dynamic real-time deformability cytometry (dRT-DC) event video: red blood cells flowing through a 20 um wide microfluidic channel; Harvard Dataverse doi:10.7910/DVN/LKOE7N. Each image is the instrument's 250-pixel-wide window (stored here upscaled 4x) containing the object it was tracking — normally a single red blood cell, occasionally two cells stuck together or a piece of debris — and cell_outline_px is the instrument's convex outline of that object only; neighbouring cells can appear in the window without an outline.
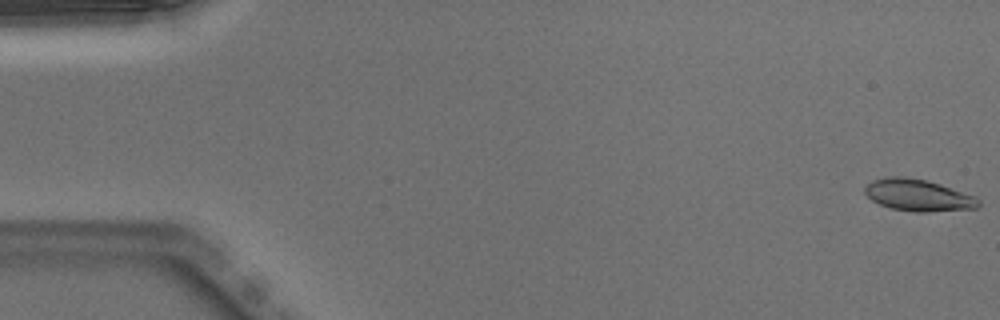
{"species": "Egyptian fruit bat (a non-hibernating species)", "species_latin": "Rousettus aegyptiacus", "temperature_condition": "warm", "stored_images_in_passage": 51, "camera_frame_rate_fps": 3000, "um_per_image_px": 0.085, "animal": {"sex": "male"}, "frame": {"image": 1, "passage_image": 1, "time_ms": 0.0, "image_size_px": [1000, 320], "cell_outline_px": [[980, 204], [976, 208], [924, 212], [916, 212], [892, 208], [880, 204], [872, 200], [864, 192], [864, 188], [872, 180], [892, 176], [896, 176], [924, 180], [940, 184], [976, 196], [980, 200]], "centroid_in_image_um": [78.06, 16.6], "position_along_channel_um": 6.9, "area_um2": 20.75}}
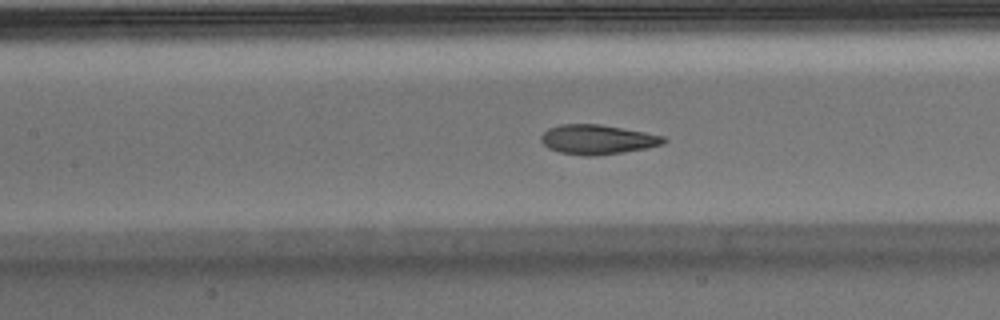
{"frame": {"image": 2, "passage_image": 23, "time_ms": 7.333, "image_size_px": [1000, 320], "cell_outline_px": [[668, 140], [664, 144], [648, 148], [624, 152], [596, 156], [584, 156], [560, 152], [548, 148], [540, 140], [540, 136], [548, 128], [560, 124], [600, 124], [644, 132], [664, 136]], "centroid_in_image_um": [50.79, 11.86], "position_along_channel_um": 156.6, "area_um2": 21.27}}
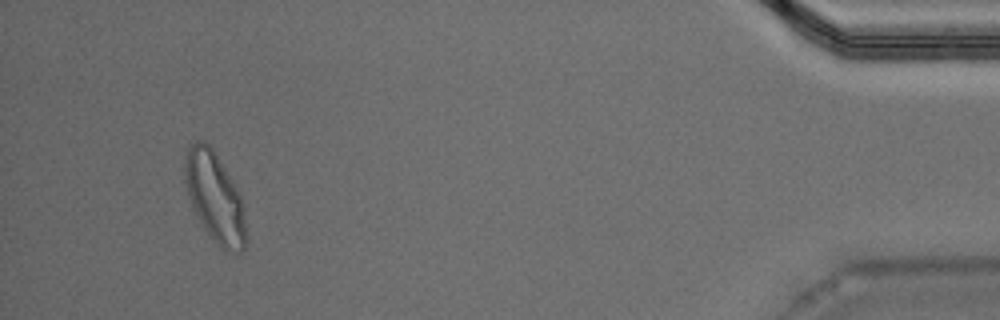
{"frame": {"image": 3, "passage_image": 48, "time_ms": 15.667, "image_size_px": [1000, 320], "cell_outline_px": [[248, 240], [244, 248], [240, 252], [236, 252], [220, 248], [216, 244], [204, 228], [188, 196], [184, 180], [184, 160], [188, 144], [196, 140], [204, 140], [212, 148], [232, 180], [240, 196], [244, 208]], "centroid_in_image_um": [18.26, 16.76], "position_along_channel_um": 416.9, "area_um2": 32.08}, "authors_computed_cell_mechanics": {"area_um2": 21.2126, "velocity_mm_per_s": 3.9749, "shape_relaxation_time_tau1_ms": 3.0343, "shape_relaxation_time_tau2_ms": 1.1693, "deformation_change_tau1": 0.1656, "deformation_change_tau2": 0.0803}}